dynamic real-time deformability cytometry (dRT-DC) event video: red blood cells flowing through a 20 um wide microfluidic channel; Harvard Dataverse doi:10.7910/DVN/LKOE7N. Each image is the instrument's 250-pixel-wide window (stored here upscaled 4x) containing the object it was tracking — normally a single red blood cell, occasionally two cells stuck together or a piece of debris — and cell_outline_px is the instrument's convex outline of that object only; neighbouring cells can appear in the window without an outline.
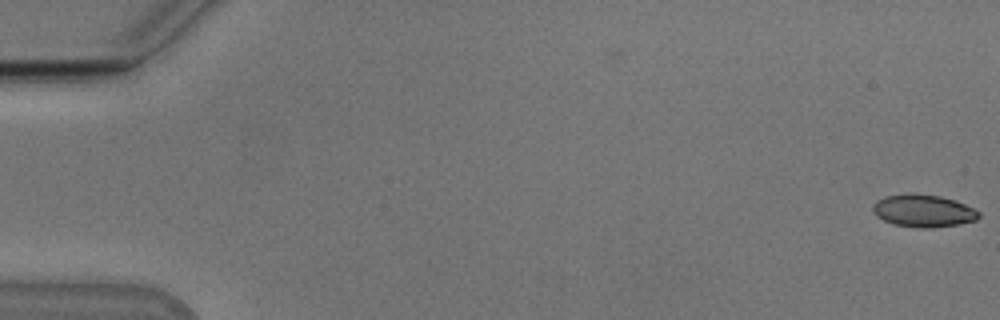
{"species": "Egyptian fruit bat (a non-hibernating species)", "species_latin": "Rousettus aegyptiacus", "temperature_condition": "cold", "stored_images_in_passage": 54, "camera_frame_rate_fps": 3000, "um_per_image_px": 0.085, "animal": {"sex": "male"}, "frame": {"image": 1, "passage_image": 1, "time_ms": 0.0, "image_size_px": [1000, 320], "cell_outline_px": [[980, 216], [976, 220], [960, 224], [928, 228], [920, 228], [892, 224], [876, 216], [872, 212], [872, 204], [876, 200], [884, 196], [912, 192], [940, 196], [964, 204], [980, 212]], "centroid_in_image_um": [78.43, 17.91], "position_along_channel_um": 6.6, "area_um2": 20.23}}
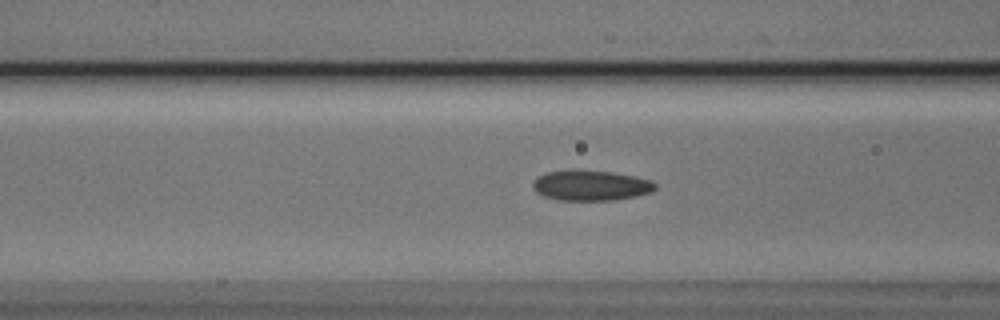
{"frame": {"image": 2, "passage_image": 22, "time_ms": 7.0, "image_size_px": [1000, 320], "cell_outline_px": [[656, 188], [652, 192], [636, 196], [616, 200], [560, 200], [544, 196], [536, 192], [532, 188], [532, 184], [540, 176], [548, 172], [612, 172], [636, 176], [652, 180], [656, 184]], "centroid_in_image_um": [50.3, 15.8], "position_along_channel_um": 116.3, "area_um2": 21.04}}
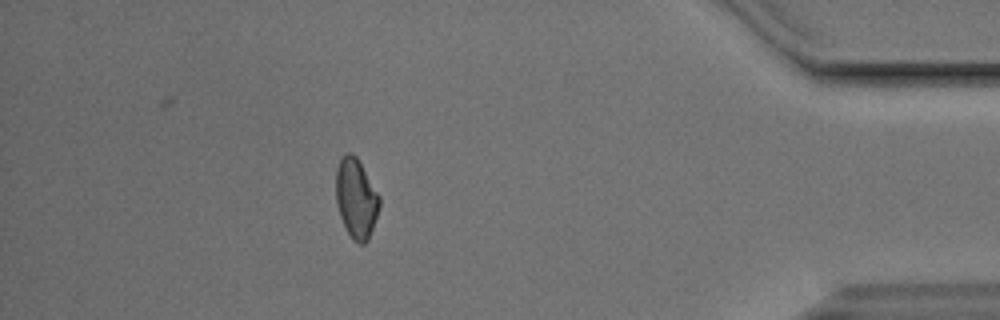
{"frame": {"image": 3, "passage_image": 48, "time_ms": 15.667, "image_size_px": [1000, 320], "cell_outline_px": [[380, 204], [368, 240], [364, 244], [360, 244], [352, 240], [340, 216], [336, 204], [336, 168], [340, 160], [348, 152], [352, 152], [356, 156], [380, 196]], "centroid_in_image_um": [30.26, 16.86], "position_along_channel_um": 404.9, "area_um2": 20.0}, "authors_computed_cell_mechanics": {"area_um2": 20.5479, "velocity_mm_per_s": 3.8471, "shape_relaxation_time_tau1_ms": 8.0347, "shape_relaxation_time_tau2_ms": 2.2489, "deformation_change_tau1": 0.1568, "deformation_change_tau2": 0.0747}}